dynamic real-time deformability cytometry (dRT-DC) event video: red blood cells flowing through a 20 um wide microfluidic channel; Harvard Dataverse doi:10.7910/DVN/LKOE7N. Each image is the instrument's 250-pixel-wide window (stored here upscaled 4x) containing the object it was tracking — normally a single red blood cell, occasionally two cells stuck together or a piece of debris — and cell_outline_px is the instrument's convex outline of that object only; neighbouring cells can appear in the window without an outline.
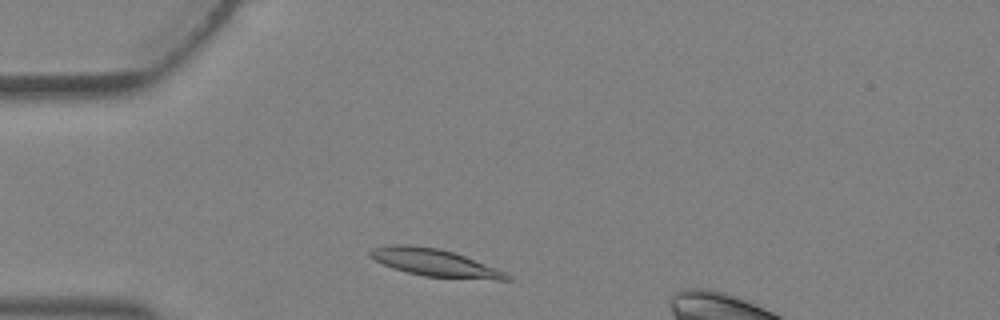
{"species": "Egyptian fruit bat (a non-hibernating species)", "species_latin": "Rousettus aegyptiacus", "temperature_condition": "warm", "stored_images_in_passage": 1, "camera_frame_rate_fps": 3000, "um_per_image_px": 0.085, "animal": {"sex": "female"}, "frame": {"image": 1, "passage_image": 1, "time_ms": 0.0, "image_size_px": [1000, 320], "cell_outline_px": [[512, 280], [496, 280], [424, 276], [392, 268], [368, 256], [368, 252], [372, 248], [384, 244], [408, 244], [440, 248], [464, 256], [496, 268], [512, 276]], "centroid_in_image_um": [36.91, 22.31], "position_along_channel_um": 48.1, "area_um2": 21.85}}